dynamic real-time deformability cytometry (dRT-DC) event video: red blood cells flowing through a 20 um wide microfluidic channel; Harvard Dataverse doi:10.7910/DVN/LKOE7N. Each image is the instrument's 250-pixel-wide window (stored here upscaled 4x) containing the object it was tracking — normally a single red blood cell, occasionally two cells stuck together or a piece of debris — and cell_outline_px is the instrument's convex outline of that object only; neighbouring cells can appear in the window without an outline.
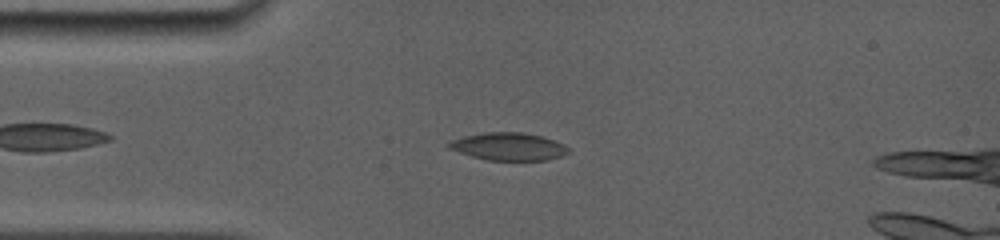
{"species": "common noctule bat (a hibernating species)", "species_latin": "Nyctalus noctula", "temperature_condition": "room temperature", "stored_images_in_passage": 67, "segment_of_instrument_passage": [1, 2], "camera_frame_rate_fps": 5000, "um_per_image_px": 0.085, "animal": {"sex": "female", "body_mass_g": 19.0, "forearm_length_mm": 56.7}, "frame": {"image": 1, "passage_image": 13, "time_ms": 2.6, "image_size_px": [1000, 240], "cell_outline_px": [[568, 152], [560, 156], [548, 160], [488, 160], [472, 156], [448, 148], [448, 144], [452, 140], [464, 136], [484, 132], [524, 132], [540, 136], [564, 144], [568, 148]], "centroid_in_image_um": [43.22, 12.45], "position_along_channel_um": 41.8, "area_um2": 19.02}}
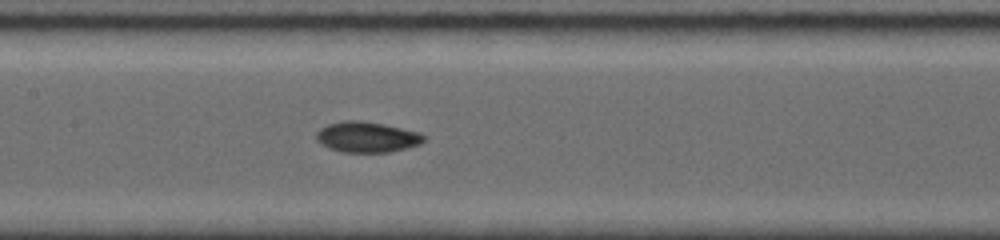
{"frame": {"image": 2, "passage_image": 31, "time_ms": 6.4, "image_size_px": [1000, 240], "cell_outline_px": [[428, 136], [420, 144], [408, 148], [388, 152], [344, 152], [320, 144], [316, 140], [316, 132], [320, 128], [328, 124], [344, 120], [360, 120], [384, 124], [420, 132]], "centroid_in_image_um": [31.22, 11.64], "position_along_channel_um": 176.2, "area_um2": 19.31}}
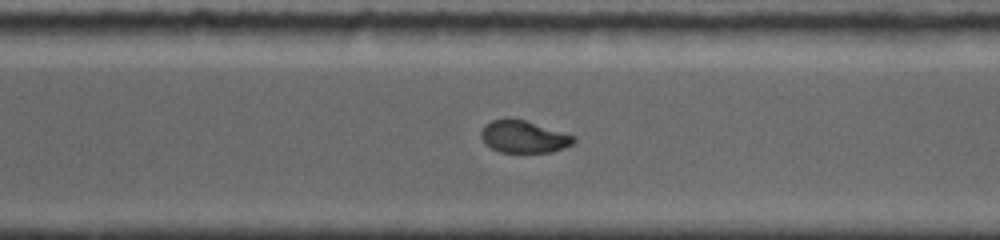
{"frame": {"image": 3, "passage_image": 47, "time_ms": 10.2, "image_size_px": [1000, 240], "cell_outline_px": [[576, 140], [572, 144], [552, 152], [500, 152], [484, 144], [480, 136], [480, 132], [484, 124], [492, 120], [508, 116], [524, 120], [576, 136]], "centroid_in_image_um": [44.46, 11.6], "position_along_channel_um": 326.1, "area_um2": 17.63}}